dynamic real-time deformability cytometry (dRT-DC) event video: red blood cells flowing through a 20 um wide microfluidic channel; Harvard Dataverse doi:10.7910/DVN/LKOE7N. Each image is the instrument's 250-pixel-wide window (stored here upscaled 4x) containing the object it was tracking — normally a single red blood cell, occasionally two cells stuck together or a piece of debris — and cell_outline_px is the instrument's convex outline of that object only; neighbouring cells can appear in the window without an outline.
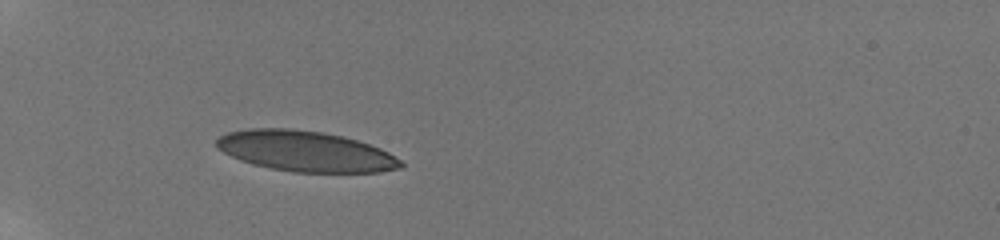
{"species": "human", "species_latin": "Homo sapiens", "temperature_condition": "room temperature", "stored_images_in_passage": 59, "camera_frame_rate_fps": 3000, "um_per_image_px": 0.085, "donor": {"sex": "male"}, "frame": {"image": 1, "passage_image": 1, "time_ms": 0.0, "image_size_px": [1000, 240], "cell_outline_px": [[404, 164], [400, 168], [380, 172], [292, 172], [252, 164], [240, 160], [216, 148], [216, 140], [220, 136], [228, 132], [248, 128], [288, 128], [324, 132], [344, 136], [380, 148], [388, 152], [400, 160]], "centroid_in_image_um": [25.95, 12.85], "position_along_channel_um": 59.1, "area_um2": 43.52}}
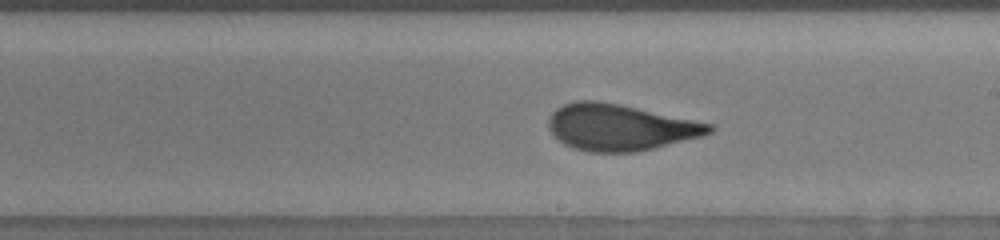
{"frame": {"image": 2, "passage_image": 37, "time_ms": 5.333, "image_size_px": [1000, 240], "cell_outline_px": [[712, 132], [704, 136], [656, 148], [636, 152], [588, 152], [572, 148], [564, 144], [548, 128], [548, 120], [552, 112], [556, 108], [564, 104], [576, 100], [596, 100], [620, 104], [712, 124]], "centroid_in_image_um": [52.69, 10.83], "position_along_channel_um": 236.3, "area_um2": 43.47}}
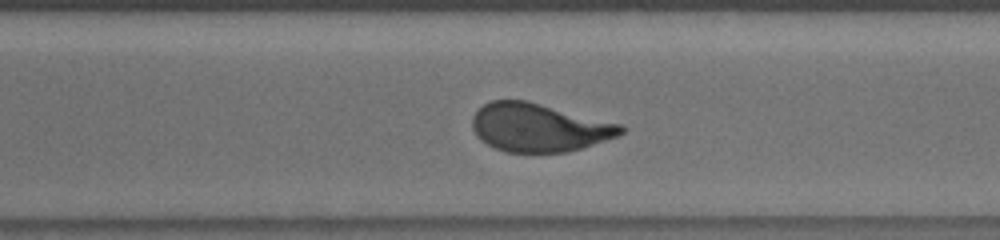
{"frame": {"image": 3, "passage_image": 46, "time_ms": 7.667, "image_size_px": [1000, 240], "cell_outline_px": [[624, 132], [616, 136], [568, 152], [508, 152], [496, 148], [480, 140], [476, 136], [472, 128], [472, 116], [484, 104], [492, 100], [524, 100], [620, 124], [624, 128]], "centroid_in_image_um": [45.75, 10.84], "position_along_channel_um": 324.9, "area_um2": 41.15}, "authors_computed_cell_mechanics": {"area_um2": 43.4656, "velocity_mm_per_s": 3.8072, "shape_relaxation_time_tau1_ms": 5.6442, "shape_relaxation_time_tau2_ms": 0.6786, "deformation_change_tau1": 0.1975, "deformation_change_tau2": 0.0659}}